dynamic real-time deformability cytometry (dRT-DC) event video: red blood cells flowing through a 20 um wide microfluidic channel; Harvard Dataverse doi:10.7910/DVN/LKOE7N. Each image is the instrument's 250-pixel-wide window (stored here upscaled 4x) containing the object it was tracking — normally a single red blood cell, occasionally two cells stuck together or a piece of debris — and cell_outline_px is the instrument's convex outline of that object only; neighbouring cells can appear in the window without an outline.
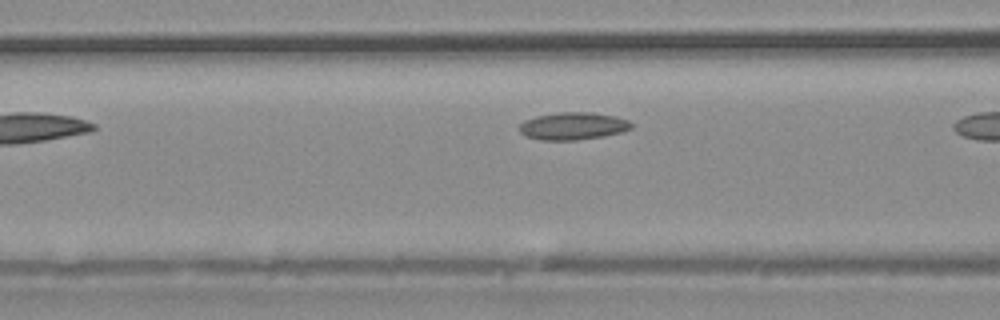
{"species": "common noctule bat (a hibernating species)", "species_latin": "Nyctalus noctula", "temperature_condition": "warm", "stored_images_in_passage": 5, "camera_frame_rate_fps": 3000, "um_per_image_px": 0.085, "animal": {"sex": "male", "body_mass_g": 20.4}, "frame": {"image": 1, "passage_image": 4, "time_ms": 1.0, "image_size_px": [1000, 320], "cell_outline_px": [[632, 128], [620, 132], [604, 136], [576, 140], [540, 140], [528, 136], [520, 132], [520, 124], [524, 120], [536, 116], [556, 112], [588, 112], [616, 116], [628, 120], [632, 124]], "centroid_in_image_um": [48.7, 10.7], "position_along_channel_um": 117.9, "area_um2": 17.86}}